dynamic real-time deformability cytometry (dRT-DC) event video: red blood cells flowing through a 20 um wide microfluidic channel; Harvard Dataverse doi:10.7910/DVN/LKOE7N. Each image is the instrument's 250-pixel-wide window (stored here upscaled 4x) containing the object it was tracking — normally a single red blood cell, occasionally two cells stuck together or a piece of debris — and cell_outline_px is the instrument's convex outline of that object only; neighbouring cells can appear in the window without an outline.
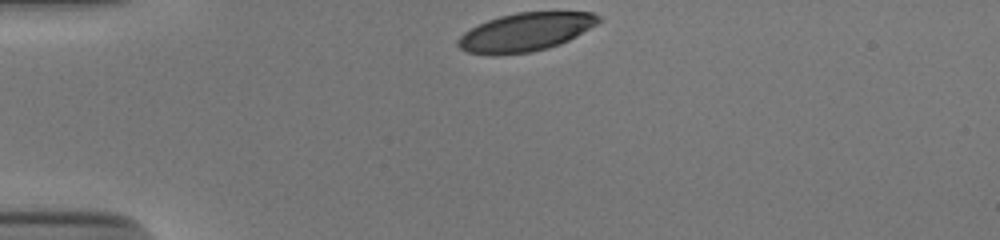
{"species": "human", "species_latin": "Homo sapiens", "temperature_condition": "cold", "stored_images_in_passage": 31, "camera_frame_rate_fps": 3000, "um_per_image_px": 0.085, "donor": {"sex": "male"}, "frame": {"image": 1, "passage_image": 1, "time_ms": 0.0, "image_size_px": [1000, 240], "cell_outline_px": [[604, 20], [576, 36], [560, 44], [548, 48], [532, 52], [496, 56], [492, 56], [468, 52], [460, 48], [456, 44], [456, 40], [464, 32], [488, 20], [500, 16], [516, 12], [592, 12], [604, 16]], "centroid_in_image_um": [44.69, 2.73], "position_along_channel_um": 40.3, "area_um2": 31.73}}
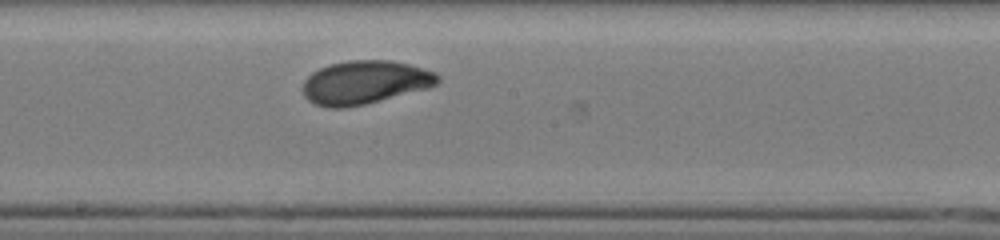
{"frame": {"image": 2, "passage_image": 18, "time_ms": 5.667, "image_size_px": [1000, 240], "cell_outline_px": [[440, 80], [436, 84], [428, 88], [364, 104], [344, 108], [328, 108], [316, 104], [308, 100], [304, 96], [304, 80], [312, 72], [328, 64], [348, 60], [388, 60], [408, 64], [436, 72], [440, 76]], "centroid_in_image_um": [31.01, 6.99], "position_along_channel_um": 217.2, "area_um2": 34.04}}
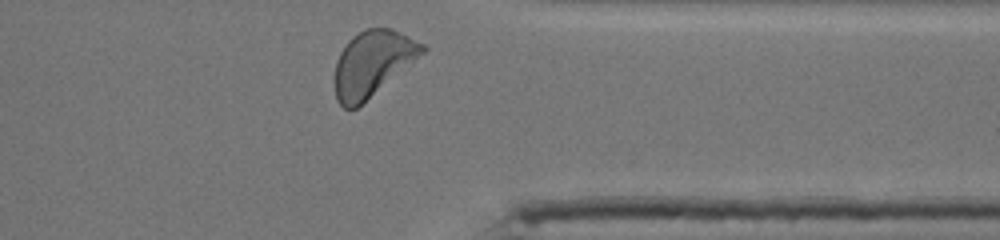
{"frame": {"image": 3, "passage_image": 31, "time_ms": 10.0, "image_size_px": [1000, 240], "cell_outline_px": [[428, 48], [424, 52], [356, 108], [344, 108], [336, 100], [332, 80], [336, 60], [340, 52], [348, 40], [352, 36], [364, 28], [392, 28], [424, 44]], "centroid_in_image_um": [31.59, 5.38], "position_along_channel_um": 379.8, "area_um2": 33.23}, "authors_computed_cell_mechanics": {"area_um2": 33.2928, "velocity_mm_per_s": 3.8389, "shape_relaxation_time_tau1_ms": 2.9199, "shape_relaxation_time_tau2_ms": 1.4194, "deformation_change_tau1": 0.1364, "deformation_change_tau2": 0.0544}}